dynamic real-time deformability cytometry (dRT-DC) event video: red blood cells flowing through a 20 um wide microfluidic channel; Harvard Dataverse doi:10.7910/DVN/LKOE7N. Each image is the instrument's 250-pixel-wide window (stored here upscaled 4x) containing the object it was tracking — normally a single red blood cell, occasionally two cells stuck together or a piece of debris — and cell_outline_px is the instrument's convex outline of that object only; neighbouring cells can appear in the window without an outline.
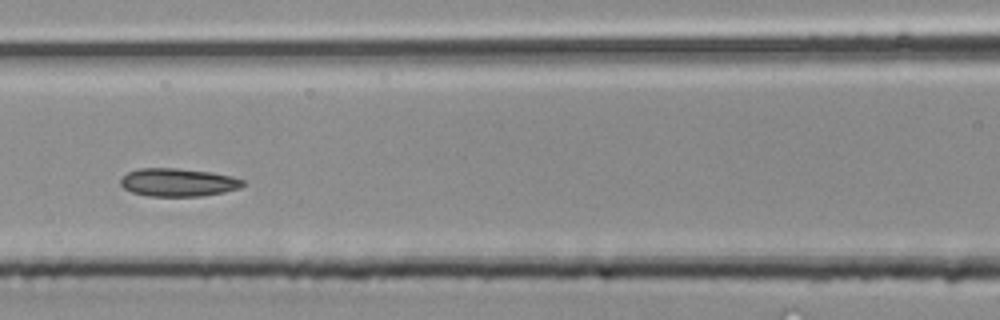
{"species": "common noctule bat (a hibernating species)", "species_latin": "Nyctalus noctula", "temperature_condition": "room temperature", "stored_images_in_passage": 9, "camera_frame_rate_fps": 3000, "um_per_image_px": 0.085, "animal": {"sex": "male", "body_mass_g": 20.4}, "frame": {"image": 1, "passage_image": 7, "time_ms": 2.0, "image_size_px": [1000, 320], "cell_outline_px": [[244, 184], [240, 188], [224, 192], [200, 196], [148, 196], [132, 192], [124, 188], [120, 184], [120, 180], [128, 172], [140, 168], [176, 168], [208, 172], [232, 176], [244, 180]], "centroid_in_image_um": [15.13, 15.5], "position_along_channel_um": 151.5, "area_um2": 19.88}}